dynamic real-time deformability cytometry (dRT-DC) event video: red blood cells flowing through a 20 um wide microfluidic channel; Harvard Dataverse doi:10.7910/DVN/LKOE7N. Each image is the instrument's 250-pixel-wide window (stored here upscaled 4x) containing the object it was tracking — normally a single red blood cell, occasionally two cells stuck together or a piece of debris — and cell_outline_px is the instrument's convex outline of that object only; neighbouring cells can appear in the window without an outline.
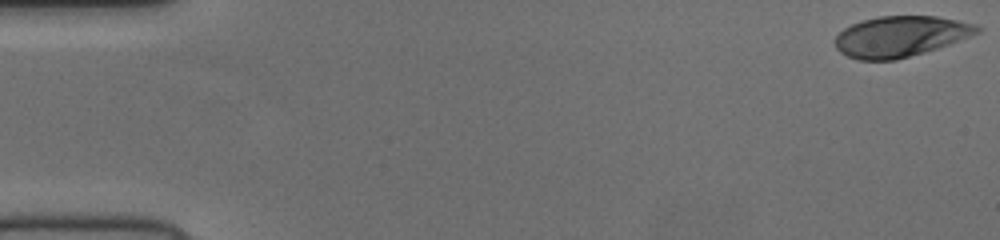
{"species": "human", "species_latin": "Homo sapiens", "temperature_condition": "cold", "stored_images_in_passage": 53, "camera_frame_rate_fps": 3000, "um_per_image_px": 0.085, "donor": {"sex": "female"}, "frame": {"image": 1, "passage_image": 1, "time_ms": 0.0, "image_size_px": [1000, 240], "cell_outline_px": [[980, 32], [948, 44], [924, 52], [896, 60], [860, 60], [848, 56], [840, 52], [836, 48], [832, 40], [844, 28], [852, 24], [864, 20], [880, 16], [936, 16], [976, 24], [980, 28]], "centroid_in_image_um": [76.5, 3.1], "position_along_channel_um": 8.5, "area_um2": 33.47}}
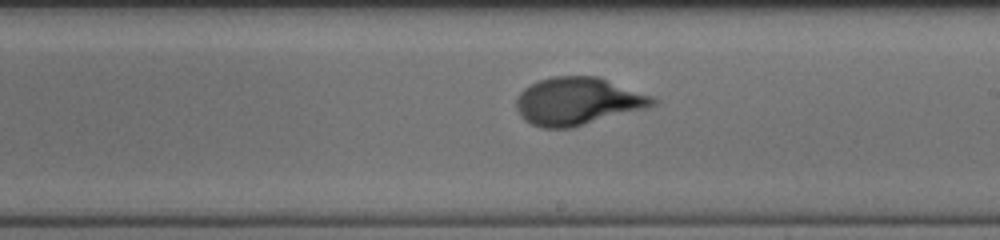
{"frame": {"image": 2, "passage_image": 31, "time_ms": 10.0, "image_size_px": [1000, 240], "cell_outline_px": [[660, 104], [648, 108], [572, 128], [544, 128], [532, 124], [524, 120], [520, 116], [516, 108], [516, 96], [524, 88], [540, 80], [552, 76], [596, 76], [652, 96], [660, 100]], "centroid_in_image_um": [49.13, 8.62], "position_along_channel_um": 239.9, "area_um2": 38.09}}
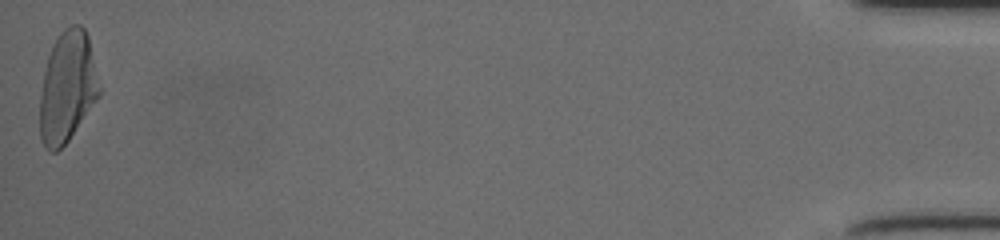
{"frame": {"image": 3, "passage_image": 53, "time_ms": 17.333, "image_size_px": [1000, 240], "cell_outline_px": [[100, 96], [68, 140], [56, 152], [48, 152], [40, 140], [40, 96], [44, 72], [48, 56], [60, 32], [64, 28], [72, 24], [80, 24], [84, 28], [88, 36], [100, 88]], "centroid_in_image_um": [5.72, 7.42], "position_along_channel_um": 429.5, "area_um2": 38.26}}